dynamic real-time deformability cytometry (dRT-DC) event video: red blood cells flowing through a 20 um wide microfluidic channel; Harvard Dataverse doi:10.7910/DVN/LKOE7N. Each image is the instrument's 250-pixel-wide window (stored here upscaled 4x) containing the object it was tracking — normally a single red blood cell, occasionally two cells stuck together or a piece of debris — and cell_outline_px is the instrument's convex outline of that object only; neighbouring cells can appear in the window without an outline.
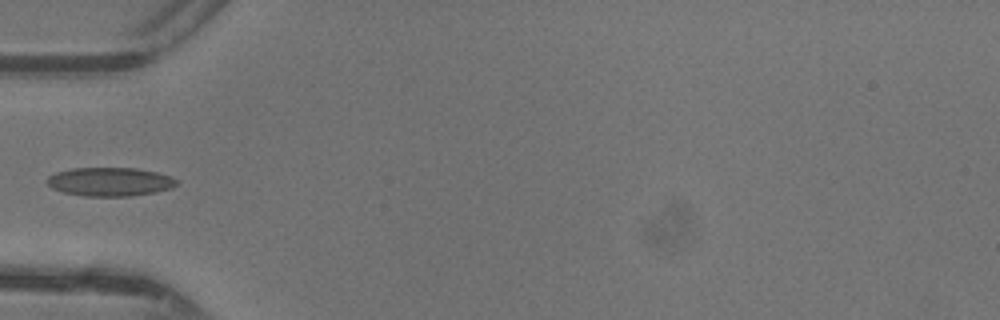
{"species": "common noctule bat (a hibernating species)", "species_latin": "Nyctalus noctula", "temperature_condition": "warm", "stored_images_in_passage": 32, "camera_frame_rate_fps": 3000, "um_per_image_px": 0.085, "animal": {"sex": "female"}, "frame": {"image": 1, "passage_image": 1, "time_ms": 0.0, "image_size_px": [1000, 320], "cell_outline_px": [[180, 180], [172, 188], [156, 192], [132, 196], [84, 196], [64, 192], [52, 188], [44, 180], [48, 176], [56, 172], [72, 168], [136, 168], [156, 172]], "centroid_in_image_um": [9.33, 15.45], "position_along_channel_um": 75.7, "area_um2": 21.73}}
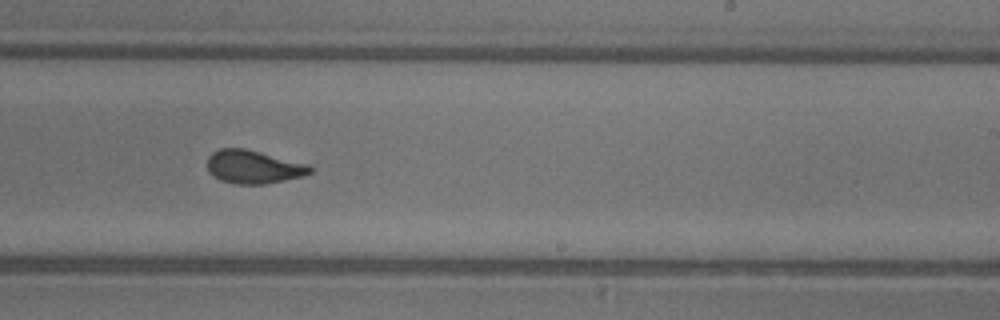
{"frame": {"image": 2, "passage_image": 14, "time_ms": 4.333, "image_size_px": [1000, 320], "cell_outline_px": [[312, 172], [304, 176], [264, 184], [236, 184], [220, 180], [208, 172], [208, 156], [212, 152], [220, 148], [244, 148], [308, 164], [312, 168]], "centroid_in_image_um": [21.53, 14.18], "position_along_channel_um": 267.5, "area_um2": 19.88}}
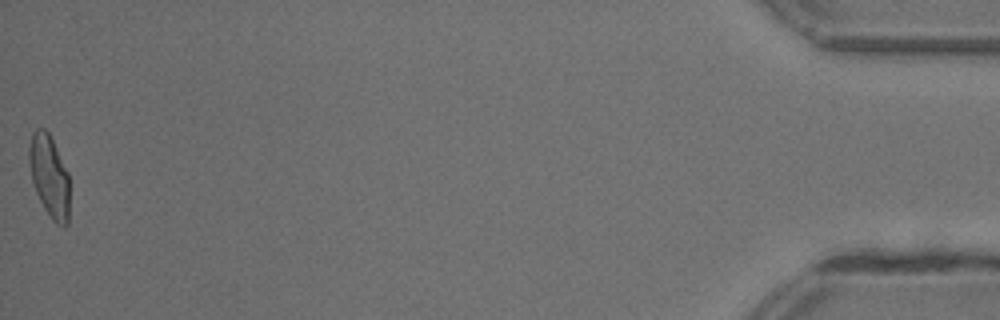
{"frame": {"image": 3, "passage_image": 32, "time_ms": 10.333, "image_size_px": [1000, 320], "cell_outline_px": [[68, 224], [64, 228], [56, 224], [52, 220], [44, 208], [32, 184], [28, 160], [28, 148], [32, 132], [36, 128], [44, 128], [48, 132], [68, 172]], "centroid_in_image_um": [4.16, 14.97], "position_along_channel_um": 431.0, "area_um2": 19.42}}